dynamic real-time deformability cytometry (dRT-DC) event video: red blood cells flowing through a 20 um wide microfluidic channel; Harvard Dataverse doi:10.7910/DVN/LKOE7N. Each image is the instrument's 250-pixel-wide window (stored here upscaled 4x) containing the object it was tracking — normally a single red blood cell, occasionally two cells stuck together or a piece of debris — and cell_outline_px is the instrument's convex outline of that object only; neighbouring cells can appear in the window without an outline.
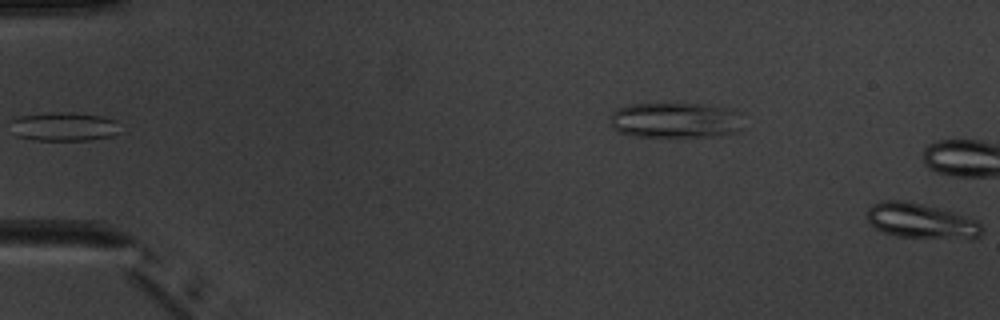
{"species": "common noctule bat (a hibernating species)", "species_latin": "Nyctalus noctula", "temperature_condition": "warm", "stored_images_in_passage": 5, "camera_frame_rate_fps": 3000, "um_per_image_px": 0.085, "animal": {"sex": "male", "body_mass_g": 20.1, "forearm_length_mm": 53.5}, "frame": {"image": 1, "passage_image": 5, "time_ms": 4.667, "image_size_px": [1000, 320], "cell_outline_px": [[984, 232], [980, 236], [972, 240], [968, 240], [896, 236], [884, 232], [876, 228], [868, 220], [868, 208], [872, 204], [880, 200], [904, 200], [952, 212], [976, 220], [984, 228]], "centroid_in_image_um": [78.34, 18.81], "position_along_channel_um": 6.7, "area_um2": 23.64}}